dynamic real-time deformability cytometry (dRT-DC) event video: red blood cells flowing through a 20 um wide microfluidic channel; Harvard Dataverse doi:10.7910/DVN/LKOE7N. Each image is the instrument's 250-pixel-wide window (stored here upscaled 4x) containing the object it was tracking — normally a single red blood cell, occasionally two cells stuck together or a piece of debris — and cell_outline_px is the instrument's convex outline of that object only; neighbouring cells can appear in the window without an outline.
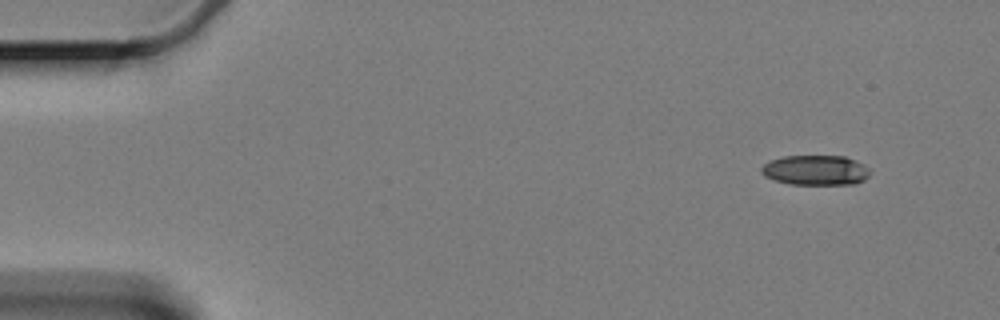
{"species": "Egyptian fruit bat (a non-hibernating species)", "species_latin": "Rousettus aegyptiacus", "temperature_condition": "cold", "stored_images_in_passage": 6, "camera_frame_rate_fps": 3000, "um_per_image_px": 0.085, "animal": {"sex": "female"}, "frame": {"image": 1, "passage_image": 1, "time_ms": 0.0, "image_size_px": [1000, 320], "cell_outline_px": [[868, 176], [864, 180], [856, 184], [788, 184], [764, 176], [760, 172], [760, 168], [764, 164], [772, 160], [784, 156], [844, 156], [856, 160], [864, 164], [868, 168]], "centroid_in_image_um": [69.32, 14.46], "position_along_channel_um": 15.7, "area_um2": 18.96}}